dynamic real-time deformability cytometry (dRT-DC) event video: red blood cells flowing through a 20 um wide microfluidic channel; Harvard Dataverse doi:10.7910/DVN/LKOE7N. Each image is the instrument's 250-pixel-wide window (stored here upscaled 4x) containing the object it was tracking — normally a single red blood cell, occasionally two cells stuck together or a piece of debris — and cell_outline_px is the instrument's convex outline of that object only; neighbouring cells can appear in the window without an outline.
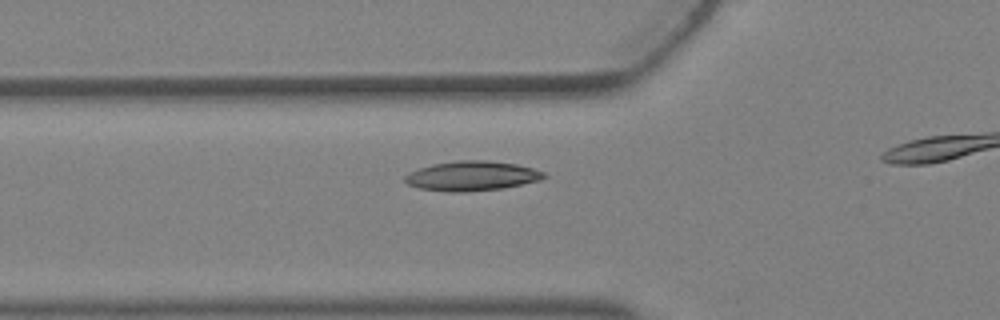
{"species": "Egyptian fruit bat (a non-hibernating species)", "species_latin": "Rousettus aegyptiacus", "temperature_condition": "warm", "stored_images_in_passage": 4, "segment_of_instrument_passage": [1, 2], "camera_frame_rate_fps": 3000, "um_per_image_px": 0.085, "animal": {"sex": "female"}, "frame": {"image": 1, "passage_image": 3, "time_ms": 0.667, "image_size_px": [1000, 320], "cell_outline_px": [[548, 176], [540, 180], [504, 188], [464, 192], [448, 192], [420, 188], [408, 184], [404, 180], [404, 176], [408, 172], [432, 164], [460, 160], [488, 160], [516, 164], [532, 168], [544, 172]], "centroid_in_image_um": [40.11, 14.95], "position_along_channel_um": 85.7, "area_um2": 24.04}}